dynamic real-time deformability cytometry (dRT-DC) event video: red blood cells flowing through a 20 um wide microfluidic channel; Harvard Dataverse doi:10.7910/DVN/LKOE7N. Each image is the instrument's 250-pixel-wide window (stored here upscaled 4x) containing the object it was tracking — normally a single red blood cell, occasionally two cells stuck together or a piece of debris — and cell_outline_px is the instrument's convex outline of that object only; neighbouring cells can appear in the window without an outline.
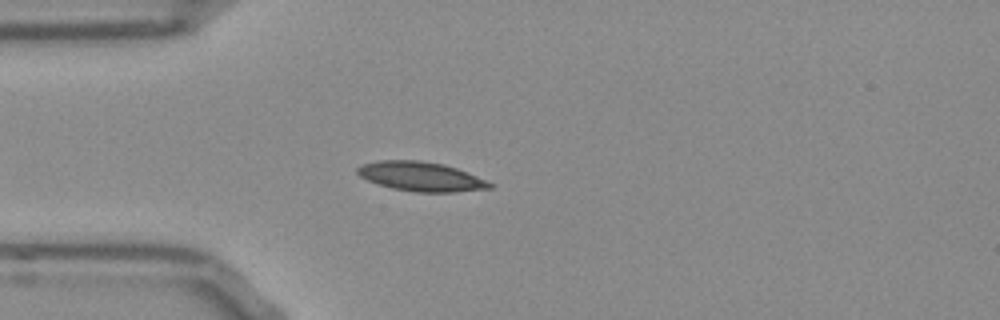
{"species": "Egyptian fruit bat (a non-hibernating species)", "species_latin": "Rousettus aegyptiacus", "temperature_condition": "room temperature", "stored_images_in_passage": 8, "segment_of_instrument_passage": [1, 2], "camera_frame_rate_fps": 3000, "um_per_image_px": 0.085, "frame": {"image": 1, "passage_image": 1, "time_ms": 0.0, "image_size_px": [1000, 320], "cell_outline_px": [[496, 184], [492, 188], [452, 192], [416, 192], [392, 188], [368, 180], [360, 176], [356, 172], [356, 168], [364, 164], [380, 160], [420, 160], [444, 164], [456, 168]], "centroid_in_image_um": [35.8, 15.0], "position_along_channel_um": 49.2, "area_um2": 22.48}}
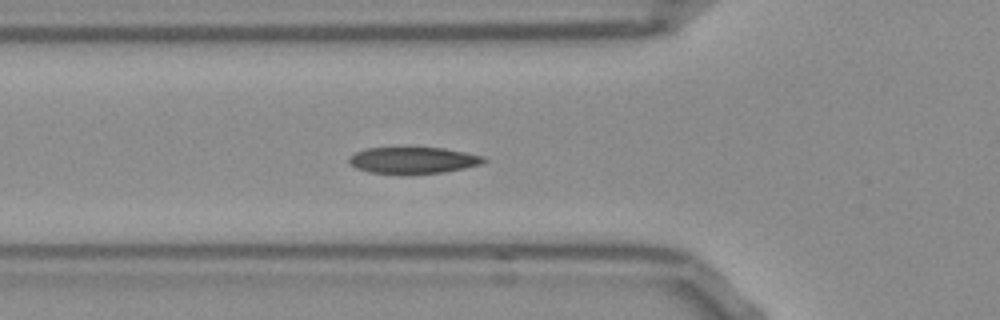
{"frame": {"image": 2, "passage_image": 5, "time_ms": 1.333, "image_size_px": [1000, 320], "cell_outline_px": [[488, 160], [480, 164], [464, 168], [444, 172], [368, 172], [356, 168], [348, 164], [348, 156], [364, 148], [444, 148], [484, 156]], "centroid_in_image_um": [35.09, 13.6], "position_along_channel_um": 90.7, "area_um2": 20.29}}